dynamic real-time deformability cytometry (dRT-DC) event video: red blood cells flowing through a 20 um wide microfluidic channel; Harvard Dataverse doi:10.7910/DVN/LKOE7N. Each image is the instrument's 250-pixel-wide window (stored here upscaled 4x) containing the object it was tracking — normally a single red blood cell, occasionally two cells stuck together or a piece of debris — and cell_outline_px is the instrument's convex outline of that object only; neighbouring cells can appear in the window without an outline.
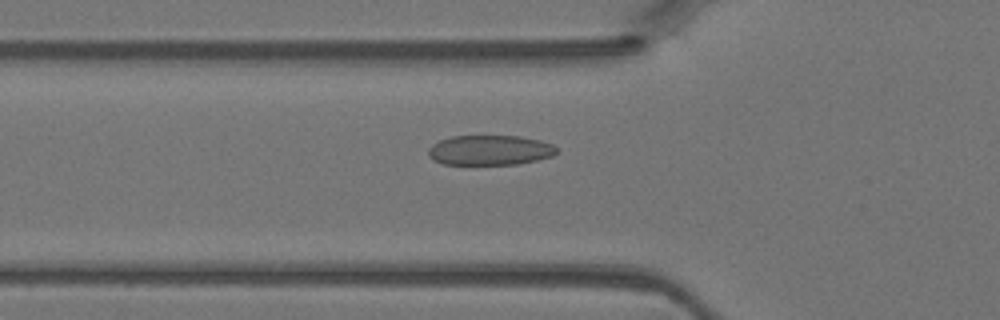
{"species": "Egyptian fruit bat (a non-hibernating species)", "species_latin": "Rousettus aegyptiacus", "temperature_condition": "warm", "stored_images_in_passage": 33, "camera_frame_rate_fps": 3000, "um_per_image_px": 0.085, "animal": {"sex": "female"}, "frame": {"image": 1, "passage_image": 3, "time_ms": 0.667, "image_size_px": [1000, 320], "cell_outline_px": [[560, 152], [552, 156], [536, 160], [516, 164], [444, 164], [432, 160], [428, 156], [428, 148], [432, 144], [440, 140], [452, 136], [520, 136], [540, 140], [552, 144]], "centroid_in_image_um": [41.63, 12.76], "position_along_channel_um": 84.2, "area_um2": 22.48}}
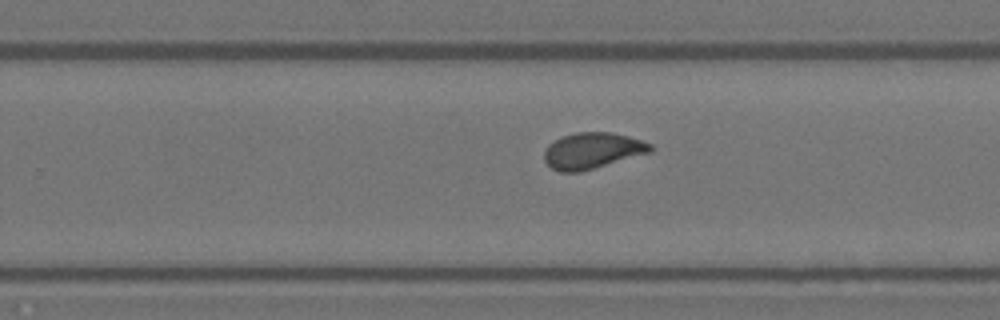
{"frame": {"image": 2, "passage_image": 16, "time_ms": 5.0, "image_size_px": [1000, 320], "cell_outline_px": [[652, 152], [580, 172], [560, 172], [552, 168], [544, 160], [544, 152], [548, 144], [560, 136], [576, 132], [612, 132], [628, 136], [652, 144]], "centroid_in_image_um": [50.33, 12.8], "position_along_channel_um": 279.5, "area_um2": 22.43}}
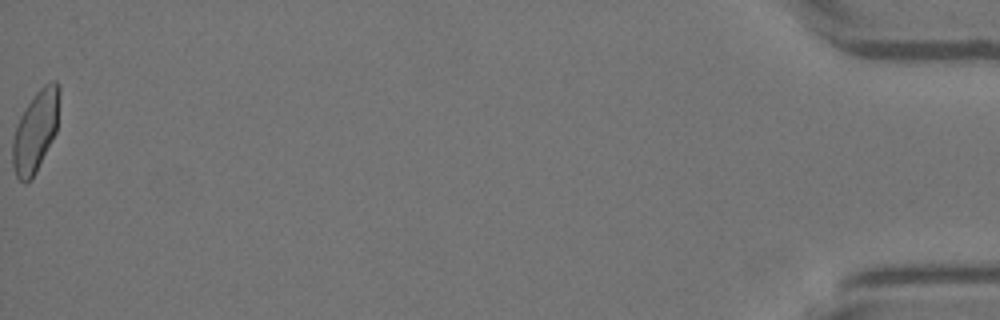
{"frame": {"image": 3, "passage_image": 33, "time_ms": 10.667, "image_size_px": [1000, 320], "cell_outline_px": [[60, 92], [56, 132], [36, 172], [24, 184], [16, 176], [12, 164], [12, 140], [16, 124], [20, 116], [36, 92], [44, 84], [52, 80], [56, 80], [60, 84]], "centroid_in_image_um": [3.02, 11.11], "position_along_channel_um": 432.2, "area_um2": 22.14}}